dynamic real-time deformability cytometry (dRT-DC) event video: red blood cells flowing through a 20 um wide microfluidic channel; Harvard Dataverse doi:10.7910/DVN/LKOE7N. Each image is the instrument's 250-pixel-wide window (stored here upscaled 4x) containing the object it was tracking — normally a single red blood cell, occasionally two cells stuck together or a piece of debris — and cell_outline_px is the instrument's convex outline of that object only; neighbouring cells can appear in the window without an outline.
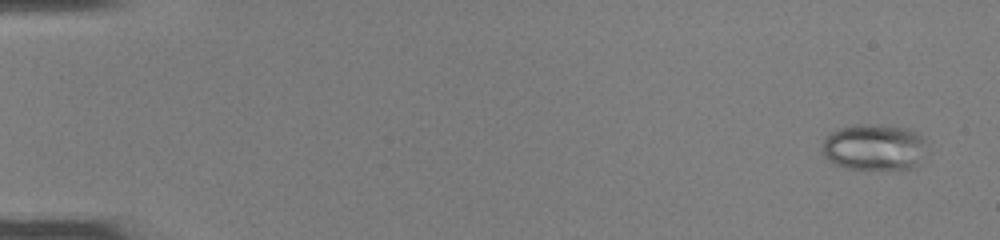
{"species": "common noctule bat (a hibernating species)", "species_latin": "Nyctalus noctula", "temperature_condition": "room temperature", "stored_images_in_passage": 50, "camera_frame_rate_fps": 3000, "um_per_image_px": 0.085, "animal": {"sex": "female", "body_mass_g": 22.0, "forearm_length_mm": 56.7}, "frame": {"image": 1, "passage_image": 3, "time_ms": 0.667, "image_size_px": [1000, 240], "cell_outline_px": [[920, 140], [908, 168], [852, 168], [840, 164], [832, 160], [824, 152], [824, 140], [832, 132], [844, 128], [900, 128], [912, 132]], "centroid_in_image_um": [74.1, 12.54], "position_along_channel_um": 10.9, "area_um2": 24.04}}
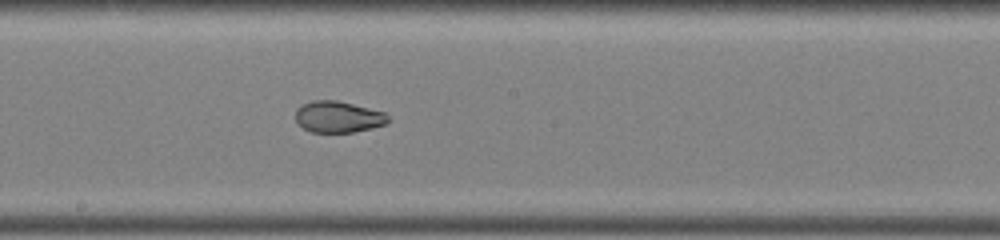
{"frame": {"image": 2, "passage_image": 29, "time_ms": 9.333, "image_size_px": [1000, 240], "cell_outline_px": [[392, 120], [384, 124], [372, 128], [352, 132], [312, 132], [304, 128], [296, 120], [296, 108], [312, 100], [336, 100], [384, 112]], "centroid_in_image_um": [28.75, 9.93], "position_along_channel_um": 219.4, "area_um2": 16.76}}
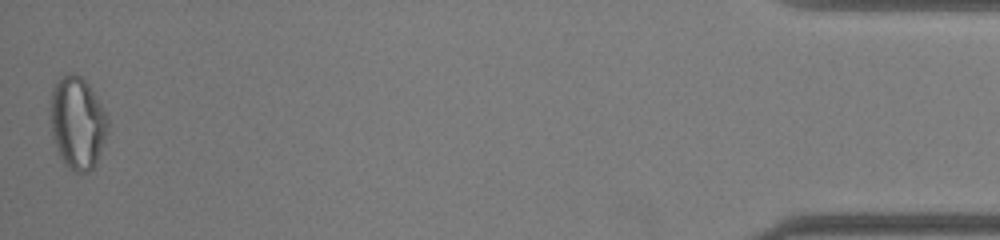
{"frame": {"image": 3, "passage_image": 50, "time_ms": 16.333, "image_size_px": [1000, 240], "cell_outline_px": [[108, 124], [104, 140], [100, 152], [92, 168], [88, 172], [76, 172], [64, 164], [56, 148], [52, 136], [52, 88], [56, 80], [68, 72], [72, 72], [80, 76], [88, 84], [108, 116]], "centroid_in_image_um": [6.58, 10.42], "position_along_channel_um": 428.6, "area_um2": 30.35}, "authors_computed_cell_mechanics": {"area_um2": 22.1663, "velocity_mm_per_s": 4.1356, "shape_relaxation_time_tau1_ms": null, "shape_relaxation_time_tau2_ms": 1.091, "deformation_change_tau1": null, "deformation_change_tau2": 0.0486}}